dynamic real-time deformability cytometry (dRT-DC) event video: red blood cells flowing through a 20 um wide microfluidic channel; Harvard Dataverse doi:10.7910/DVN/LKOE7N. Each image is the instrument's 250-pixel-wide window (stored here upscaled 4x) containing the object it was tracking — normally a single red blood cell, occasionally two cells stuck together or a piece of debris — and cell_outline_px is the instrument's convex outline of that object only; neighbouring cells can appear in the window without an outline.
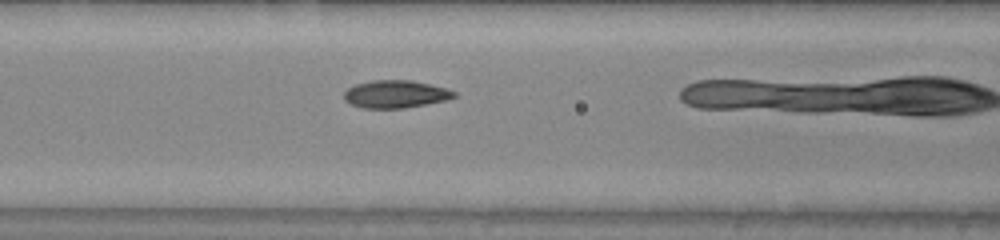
{"species": "common noctule bat (a hibernating species)", "species_latin": "Nyctalus noctula", "temperature_condition": "warm", "stored_images_in_passage": 37, "camera_frame_rate_fps": 3000, "um_per_image_px": 0.085, "animal": {"sex": "male", "body_mass_g": 20.0, "forearm_length_mm": 53.3}, "frame": {"image": 1, "passage_image": 18, "time_ms": 5.667, "image_size_px": [1000, 240], "cell_outline_px": [[456, 96], [448, 100], [404, 108], [360, 108], [344, 100], [344, 92], [348, 88], [356, 84], [372, 80], [412, 80], [448, 88], [456, 92]], "centroid_in_image_um": [33.64, 8.0], "position_along_channel_um": 133.0, "area_um2": 17.86}}
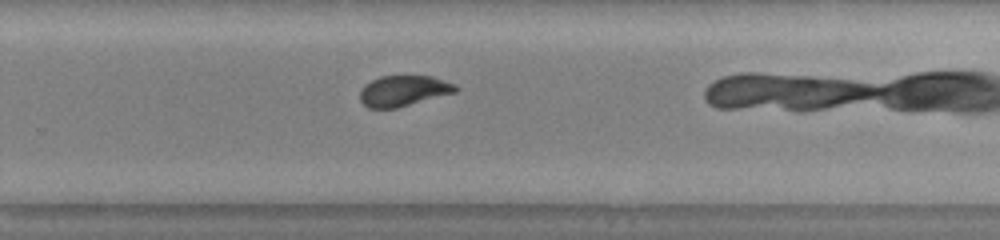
{"frame": {"image": 2, "passage_image": 30, "time_ms": 9.667, "image_size_px": [1000, 240], "cell_outline_px": [[456, 92], [396, 108], [368, 108], [360, 100], [360, 92], [364, 84], [380, 76], [432, 76], [456, 84]], "centroid_in_image_um": [34.28, 7.71], "position_along_channel_um": 295.5, "area_um2": 16.99}}
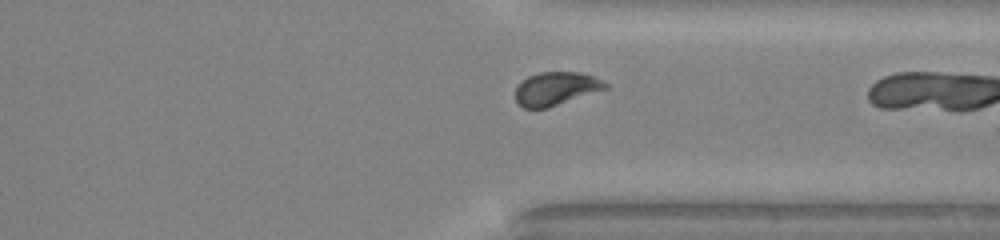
{"frame": {"image": 3, "passage_image": 35, "time_ms": 11.333, "image_size_px": [1000, 240], "cell_outline_px": [[608, 88], [548, 108], [524, 108], [516, 104], [516, 88], [528, 76], [540, 72], [580, 72], [592, 76], [608, 84]], "centroid_in_image_um": [47.24, 7.54], "position_along_channel_um": 364.2, "area_um2": 17.34}}